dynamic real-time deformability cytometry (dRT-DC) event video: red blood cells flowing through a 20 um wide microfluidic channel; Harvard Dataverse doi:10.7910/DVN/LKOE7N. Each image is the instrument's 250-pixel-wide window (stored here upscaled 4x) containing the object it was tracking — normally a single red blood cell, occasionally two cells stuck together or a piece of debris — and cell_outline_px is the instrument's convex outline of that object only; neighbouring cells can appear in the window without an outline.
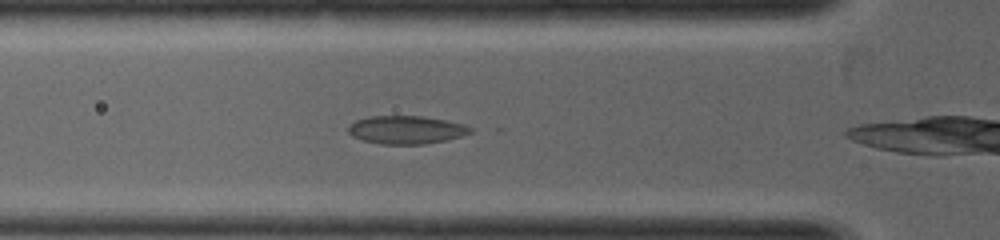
{"species": "common noctule bat (a hibernating species)", "species_latin": "Nyctalus noctula", "temperature_condition": "warm", "stored_images_in_passage": 22, "camera_frame_rate_fps": 5000, "um_per_image_px": 0.085, "animal": {"sex": "female", "body_mass_g": 19.0, "forearm_length_mm": 53.3}, "frame": {"image": 1, "passage_image": 5, "time_ms": 0.8, "image_size_px": [1000, 240], "cell_outline_px": [[472, 132], [448, 140], [424, 144], [380, 144], [364, 140], [352, 136], [348, 132], [348, 124], [356, 120], [368, 116], [424, 116], [464, 124], [472, 128]], "centroid_in_image_um": [34.51, 11.03], "position_along_channel_um": 91.3, "area_um2": 20.06}}
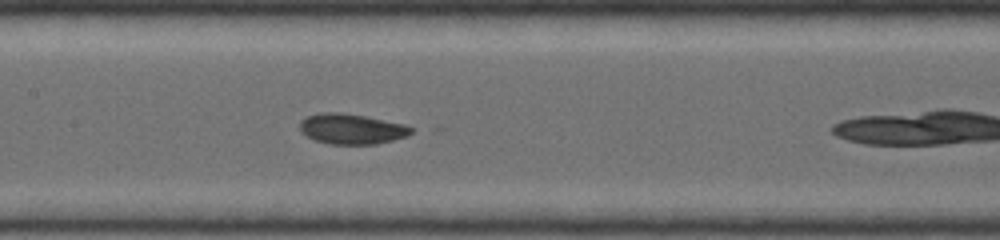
{"frame": {"image": 2, "passage_image": 10, "time_ms": 1.8, "image_size_px": [1000, 240], "cell_outline_px": [[412, 132], [408, 136], [376, 144], [328, 144], [316, 140], [300, 132], [300, 120], [304, 116], [320, 112], [340, 112], [364, 116], [404, 124], [412, 128]], "centroid_in_image_um": [29.84, 10.95], "position_along_channel_um": 177.6, "area_um2": 19.71}}
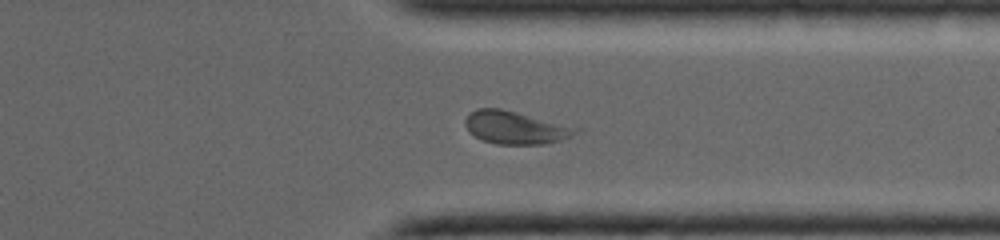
{"frame": {"image": 3, "passage_image": 21, "time_ms": 4.0, "image_size_px": [1000, 240], "cell_outline_px": [[584, 128], [572, 136], [560, 140], [544, 144], [496, 144], [484, 140], [476, 136], [464, 124], [464, 120], [468, 112], [476, 108], [500, 108]], "centroid_in_image_um": [43.85, 10.83], "position_along_channel_um": 367.5, "area_um2": 21.27}}